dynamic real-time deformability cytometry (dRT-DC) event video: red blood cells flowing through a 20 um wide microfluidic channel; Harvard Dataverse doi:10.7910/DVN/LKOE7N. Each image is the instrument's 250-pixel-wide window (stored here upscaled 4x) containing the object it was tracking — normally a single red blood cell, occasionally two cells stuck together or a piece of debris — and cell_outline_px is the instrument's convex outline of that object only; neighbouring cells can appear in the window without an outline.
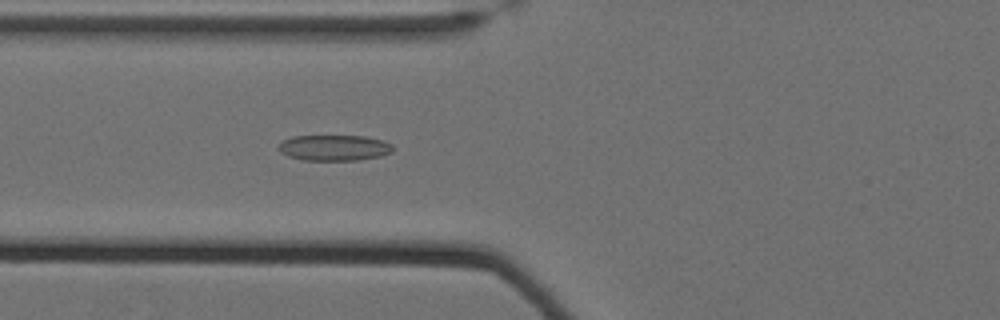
{"species": "Egyptian fruit bat (a non-hibernating species)", "species_latin": "Rousettus aegyptiacus", "temperature_condition": "cold", "stored_images_in_passage": 60, "camera_frame_rate_fps": 3000, "um_per_image_px": 0.085, "animal": {"sex": "female"}, "frame": {"image": 1, "passage_image": 26, "time_ms": 8.333, "image_size_px": [1000, 320], "cell_outline_px": [[392, 152], [380, 156], [356, 160], [300, 160], [288, 156], [280, 152], [276, 148], [280, 140], [292, 136], [364, 136], [384, 140], [392, 144]], "centroid_in_image_um": [28.34, 12.55], "position_along_channel_um": 97.5, "area_um2": 17.4}}
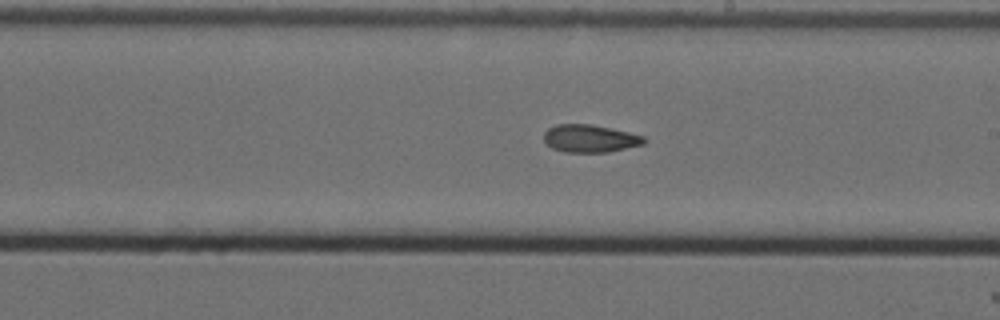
{"frame": {"image": 2, "passage_image": 38, "time_ms": 12.333, "image_size_px": [1000, 320], "cell_outline_px": [[644, 144], [608, 152], [564, 152], [552, 148], [544, 140], [544, 132], [548, 128], [556, 124], [588, 124], [628, 132], [644, 136]], "centroid_in_image_um": [50.11, 11.77], "position_along_channel_um": 238.9, "area_um2": 15.95}}
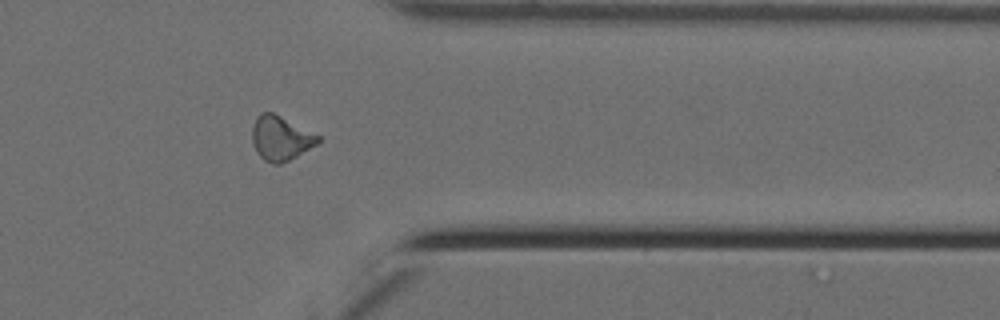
{"frame": {"image": 3, "passage_image": 51, "time_ms": 16.667, "image_size_px": [1000, 320], "cell_outline_px": [[320, 140], [316, 144], [296, 156], [280, 164], [272, 164], [264, 160], [256, 152], [252, 140], [252, 128], [256, 116], [260, 112], [272, 112], [320, 136]], "centroid_in_image_um": [23.81, 11.74], "position_along_channel_um": 387.6, "area_um2": 16.82}, "authors_computed_cell_mechanics": {"area_um2": 16.9932, "velocity_mm_per_s": 3.5043, "shape_relaxation_time_tau1_ms": null, "shape_relaxation_time_tau2_ms": 4.1435, "deformation_change_tau1": null, "deformation_change_tau2": 0.1078}}